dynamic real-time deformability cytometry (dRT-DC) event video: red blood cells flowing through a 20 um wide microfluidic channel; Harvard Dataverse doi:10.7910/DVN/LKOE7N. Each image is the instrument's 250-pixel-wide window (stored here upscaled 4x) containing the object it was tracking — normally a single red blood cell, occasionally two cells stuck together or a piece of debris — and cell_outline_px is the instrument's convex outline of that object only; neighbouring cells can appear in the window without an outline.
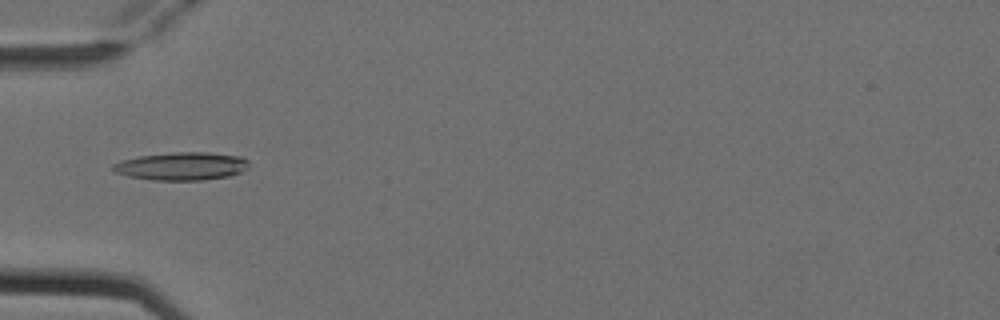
{"species": "Egyptian fruit bat (a non-hibernating species)", "species_latin": "Rousettus aegyptiacus", "temperature_condition": "cold", "stored_images_in_passage": 5, "camera_frame_rate_fps": 3000, "um_per_image_px": 0.085, "animal": {"sex": "female"}, "frame": {"image": 1, "passage_image": 5, "time_ms": 1.333, "image_size_px": [1000, 320], "cell_outline_px": [[248, 168], [240, 172], [228, 176], [204, 180], [152, 180], [128, 176], [116, 172], [112, 168], [112, 164], [120, 160], [140, 156], [172, 152], [208, 152], [240, 156], [248, 160]], "centroid_in_image_um": [15.44, 14.12], "position_along_channel_um": 69.6, "area_um2": 22.2}}